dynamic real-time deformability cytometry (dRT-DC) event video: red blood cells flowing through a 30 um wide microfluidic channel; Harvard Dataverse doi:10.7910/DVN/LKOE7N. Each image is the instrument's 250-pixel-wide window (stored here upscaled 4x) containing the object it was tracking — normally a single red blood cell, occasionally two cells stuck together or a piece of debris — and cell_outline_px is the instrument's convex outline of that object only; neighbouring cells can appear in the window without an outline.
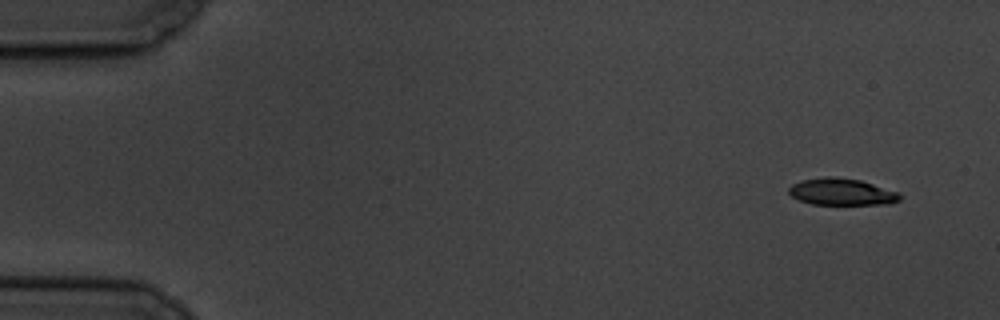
{"species": "common noctule bat (a hibernating species)", "species_latin": "Nyctalus noctula", "temperature_condition": "cold", "stored_images_in_passage": 55, "camera_frame_rate_fps": 3000, "um_per_image_px": 0.085, "animal": {"sex": "male", "body_mass_g": 19.5, "forearm_length_mm": 54.6}, "frame": {"image": 1, "passage_image": 1, "time_ms": 0.0, "image_size_px": [1000, 320], "cell_outline_px": [[904, 196], [900, 200], [888, 204], [812, 204], [800, 200], [792, 196], [788, 192], [788, 188], [792, 184], [800, 180], [824, 176], [836, 176], [860, 180], [900, 192]], "centroid_in_image_um": [71.56, 16.29], "position_along_channel_um": 13.4, "area_um2": 17.57}}
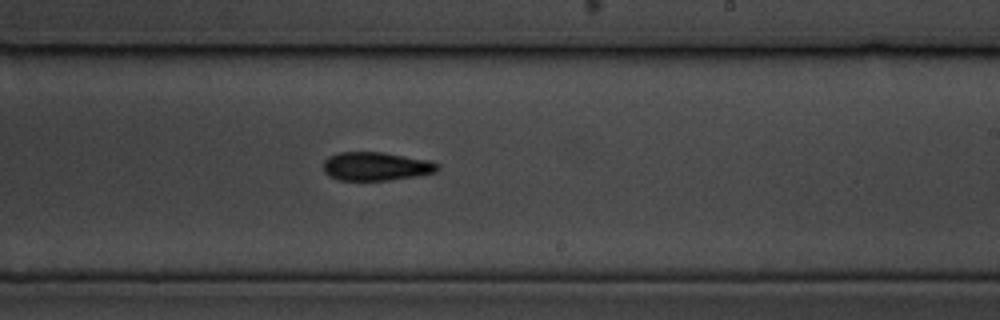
{"frame": {"image": 2, "passage_image": 32, "time_ms": 10.333, "image_size_px": [1000, 320], "cell_outline_px": [[440, 168], [436, 172], [416, 176], [388, 180], [336, 180], [328, 176], [324, 172], [324, 160], [328, 156], [336, 152], [384, 152], [428, 160], [440, 164]], "centroid_in_image_um": [31.94, 14.13], "position_along_channel_um": 257.1, "area_um2": 19.19}}
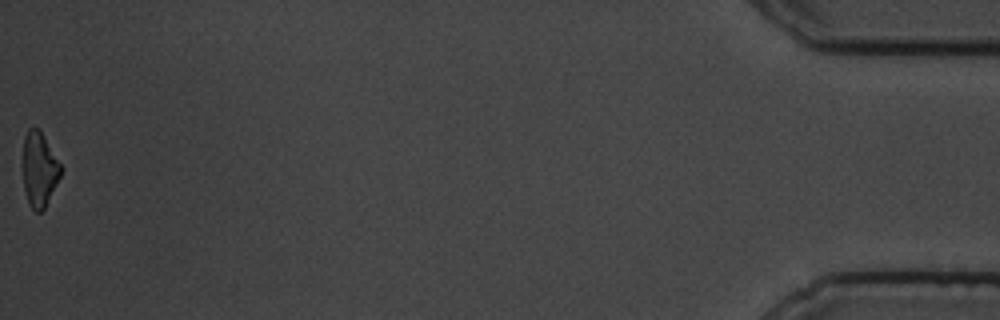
{"frame": {"image": 3, "passage_image": 55, "time_ms": 18.0, "image_size_px": [1000, 320], "cell_outline_px": [[64, 168], [44, 208], [40, 212], [36, 212], [28, 204], [24, 188], [24, 136], [28, 128], [40, 128]], "centroid_in_image_um": [3.37, 14.36], "position_along_channel_um": 431.8, "area_um2": 16.47}, "authors_computed_cell_mechanics": {"area_um2": 18.7272, "velocity_mm_per_s": 3.5017, "shape_relaxation_time_tau1_ms": 3.6123, "shape_relaxation_time_tau2_ms": 10.403, "deformation_change_tau1": 0.1405, "deformation_change_tau2": 0.1941}}